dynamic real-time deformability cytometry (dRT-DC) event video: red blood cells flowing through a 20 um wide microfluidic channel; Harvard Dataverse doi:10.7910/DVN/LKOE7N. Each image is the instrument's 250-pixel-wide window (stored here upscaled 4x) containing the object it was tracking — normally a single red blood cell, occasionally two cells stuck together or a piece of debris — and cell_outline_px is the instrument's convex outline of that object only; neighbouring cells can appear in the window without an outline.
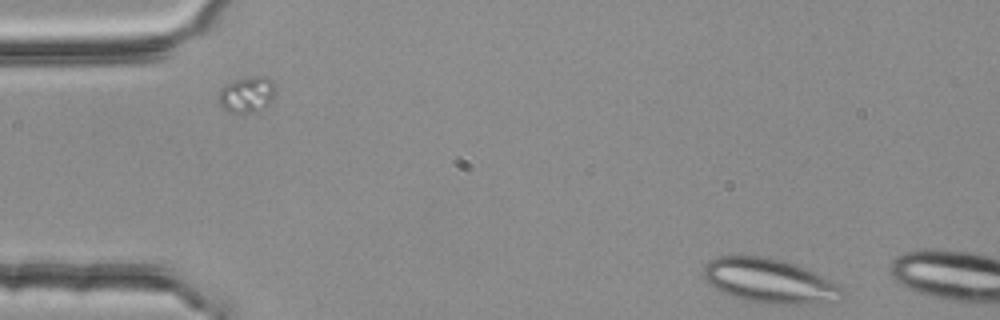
{"species": "common noctule bat (a hibernating species)", "species_latin": "Nyctalus noctula", "temperature_condition": "room temperature", "stored_images_in_passage": 2, "camera_frame_rate_fps": 3000, "um_per_image_px": 0.085, "animal": {"sex": "female", "body_mass_g": 25.1}, "frame": {"image": 1, "passage_image": 1, "time_ms": 0.0, "image_size_px": [1000, 320], "cell_outline_px": [[844, 292], [836, 300], [812, 304], [760, 304], [732, 296], [708, 284], [704, 276], [704, 268], [708, 260], [720, 256], [768, 256], [784, 260], [796, 264], [812, 272], [840, 288]], "centroid_in_image_um": [65.33, 23.87], "position_along_channel_um": 19.7, "area_um2": 35.43}}